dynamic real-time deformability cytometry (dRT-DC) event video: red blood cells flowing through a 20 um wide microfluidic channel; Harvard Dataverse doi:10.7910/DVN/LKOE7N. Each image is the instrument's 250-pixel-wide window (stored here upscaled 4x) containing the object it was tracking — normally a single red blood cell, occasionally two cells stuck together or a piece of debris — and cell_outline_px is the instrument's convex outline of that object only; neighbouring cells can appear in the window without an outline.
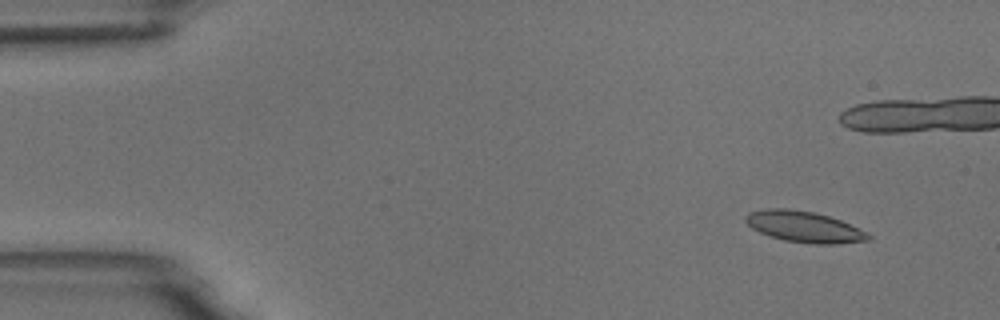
{"species": "common noctule bat (a hibernating species)", "species_latin": "Nyctalus noctula", "temperature_condition": "room temperature", "stored_images_in_passage": 7, "camera_frame_rate_fps": 3000, "um_per_image_px": 0.085, "animal": {"sex": "male", "body_mass_g": 18.8}, "frame": {"image": 1, "passage_image": 2, "time_ms": 1.333, "image_size_px": [1000, 320], "cell_outline_px": [[872, 240], [836, 244], [812, 244], [784, 240], [768, 236], [752, 228], [744, 220], [744, 216], [748, 212], [768, 208], [788, 208], [812, 212], [828, 216], [840, 220], [860, 228], [868, 232], [872, 236]], "centroid_in_image_um": [68.37, 19.28], "position_along_channel_um": 16.6, "area_um2": 22.43}}